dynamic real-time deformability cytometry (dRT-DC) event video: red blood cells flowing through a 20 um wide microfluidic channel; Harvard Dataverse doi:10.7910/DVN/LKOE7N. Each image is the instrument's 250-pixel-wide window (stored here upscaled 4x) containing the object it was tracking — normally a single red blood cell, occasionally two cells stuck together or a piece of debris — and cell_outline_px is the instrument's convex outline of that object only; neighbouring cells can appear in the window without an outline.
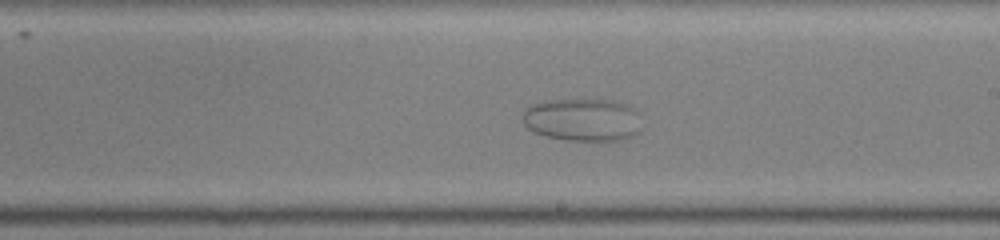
{"species": "common noctule bat (a hibernating species)", "species_latin": "Nyctalus noctula", "temperature_condition": "warm", "stored_images_in_passage": 39, "segment_of_instrument_passage": [1, 2], "camera_frame_rate_fps": 3000, "um_per_image_px": 0.085, "animal": {"sex": "male", "body_mass_g": 19.0, "forearm_length_mm": 50.8}, "frame": {"image": 1, "passage_image": 23, "time_ms": 7.333, "image_size_px": [1000, 240], "cell_outline_px": [[640, 132], [632, 136], [620, 140], [564, 140], [548, 136], [536, 132], [528, 128], [524, 124], [524, 112], [532, 104], [552, 100], [608, 100], [624, 104], [632, 108], [636, 112], [640, 128]], "centroid_in_image_um": [49.52, 10.19], "position_along_channel_um": 239.5, "area_um2": 29.07}}
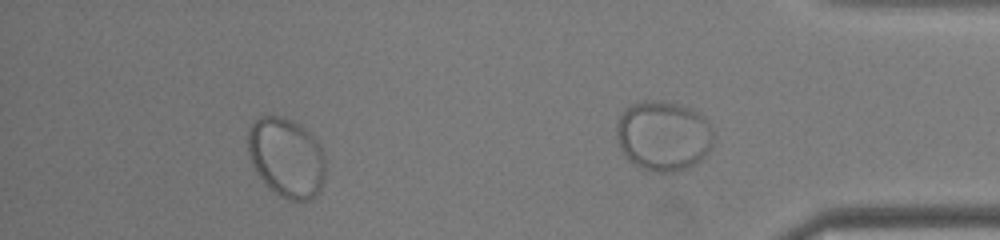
{"frame": {"image": 2, "passage_image": 34, "time_ms": 11.0, "image_size_px": [1000, 240], "cell_outline_px": [[324, 180], [316, 196], [308, 200], [288, 200], [280, 196], [264, 184], [256, 172], [252, 164], [248, 152], [248, 132], [252, 124], [260, 116], [280, 116], [292, 120], [300, 124], [320, 144], [324, 156]], "centroid_in_image_um": [24.34, 13.4], "position_along_channel_um": 410.9, "area_um2": 35.95}}